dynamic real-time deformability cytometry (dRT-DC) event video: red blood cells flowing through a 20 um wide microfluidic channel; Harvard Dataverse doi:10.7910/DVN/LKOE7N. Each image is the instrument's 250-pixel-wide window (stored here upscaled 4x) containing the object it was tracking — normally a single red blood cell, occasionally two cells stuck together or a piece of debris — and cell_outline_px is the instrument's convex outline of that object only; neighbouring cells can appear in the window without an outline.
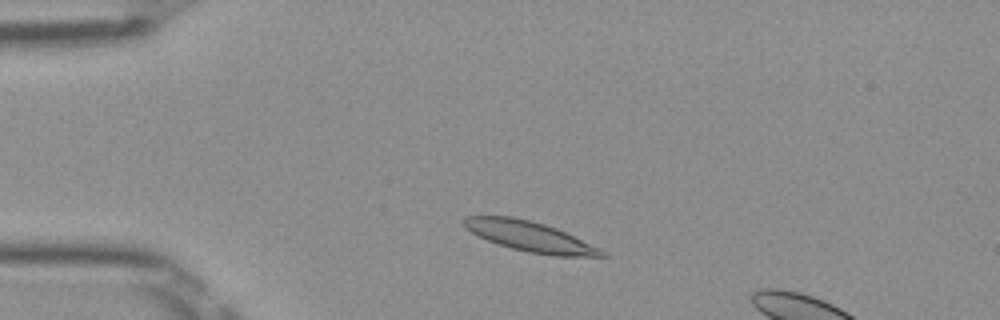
{"species": "Egyptian fruit bat (a non-hibernating species)", "species_latin": "Rousettus aegyptiacus", "temperature_condition": "room temperature", "stored_images_in_passage": 10, "camera_frame_rate_fps": 3000, "um_per_image_px": 0.085, "frame": {"image": 1, "passage_image": 6, "time_ms": 1.667, "image_size_px": [1000, 320], "cell_outline_px": [[608, 256], [552, 256], [528, 252], [512, 248], [488, 240], [472, 232], [460, 220], [464, 216], [512, 216], [544, 224], [556, 228], [600, 248]], "centroid_in_image_um": [45.04, 20.09], "position_along_channel_um": 40.0, "area_um2": 23.81}}